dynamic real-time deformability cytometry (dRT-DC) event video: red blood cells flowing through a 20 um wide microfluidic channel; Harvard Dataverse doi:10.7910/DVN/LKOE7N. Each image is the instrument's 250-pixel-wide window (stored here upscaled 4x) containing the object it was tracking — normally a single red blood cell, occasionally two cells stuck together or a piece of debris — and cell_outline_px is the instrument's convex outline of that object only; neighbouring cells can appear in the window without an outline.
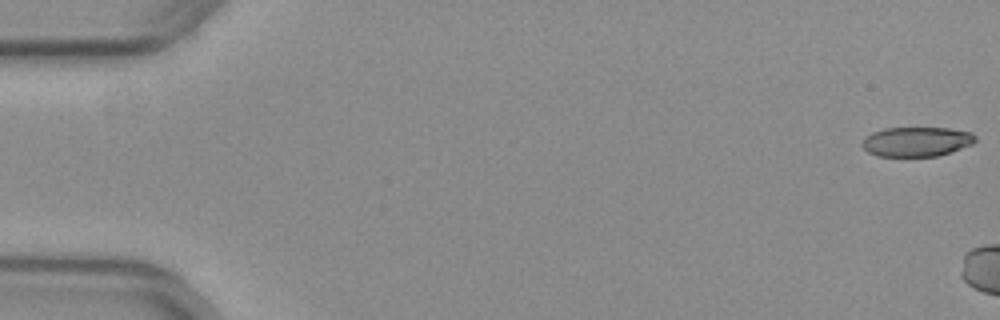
{"species": "common noctule bat (a hibernating species)", "species_latin": "Nyctalus noctula", "temperature_condition": "warm", "stored_images_in_passage": 5, "camera_frame_rate_fps": 3000, "um_per_image_px": 0.085, "animal": {"sex": "female", "body_mass_g": 29.2, "forearm_length_mm": 56.3}, "frame": {"image": 1, "passage_image": 1, "time_ms": 0.0, "image_size_px": [1000, 320], "cell_outline_px": [[976, 140], [972, 144], [936, 156], [876, 156], [868, 152], [860, 144], [864, 136], [872, 132], [884, 128], [948, 128], [972, 132], [976, 136]], "centroid_in_image_um": [77.86, 12.03], "position_along_channel_um": 7.1, "area_um2": 19.54}}